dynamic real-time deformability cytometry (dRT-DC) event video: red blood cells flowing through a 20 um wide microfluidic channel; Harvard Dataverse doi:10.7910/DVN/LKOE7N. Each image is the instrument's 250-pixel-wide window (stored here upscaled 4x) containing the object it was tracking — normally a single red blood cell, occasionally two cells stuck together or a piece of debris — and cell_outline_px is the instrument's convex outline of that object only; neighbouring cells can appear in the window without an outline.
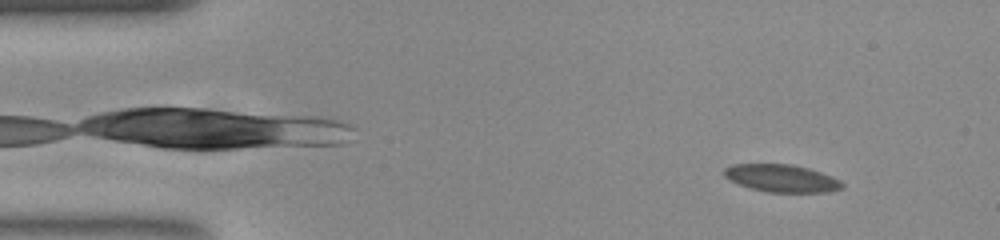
{"species": "common noctule bat (a hibernating species)", "species_latin": "Nyctalus noctula", "temperature_condition": "room temperature", "stored_images_in_passage": 53, "camera_frame_rate_fps": 3000, "um_per_image_px": 0.085, "animal": {"sex": "female", "body_mass_g": 23.0, "forearm_length_mm": 53.4}, "frame": {"image": 1, "passage_image": 6, "time_ms": 1.667, "image_size_px": [1000, 240], "cell_outline_px": [[844, 184], [840, 188], [824, 192], [768, 192], [752, 188], [740, 184], [724, 176], [724, 168], [732, 164], [788, 164], [808, 168], [820, 172], [840, 180]], "centroid_in_image_um": [66.42, 15.14], "position_along_channel_um": 18.6, "area_um2": 18.55}}
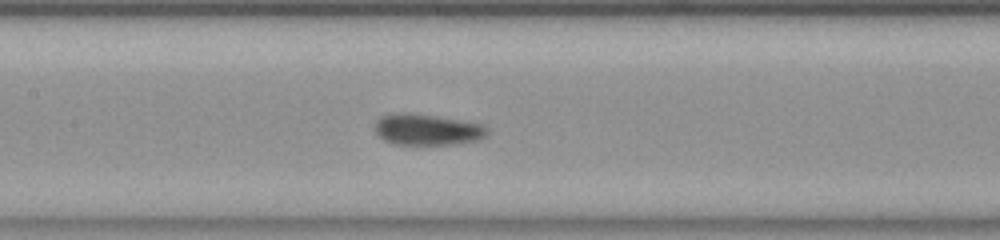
{"frame": {"image": 2, "passage_image": 25, "time_ms": 8.0, "image_size_px": [1000, 240], "cell_outline_px": [[488, 132], [484, 136], [476, 140], [452, 144], [392, 144], [384, 140], [376, 132], [376, 120], [380, 116], [396, 112], [416, 112], [484, 124], [488, 128]], "centroid_in_image_um": [36.29, 10.98], "position_along_channel_um": 171.1, "area_um2": 20.58}}
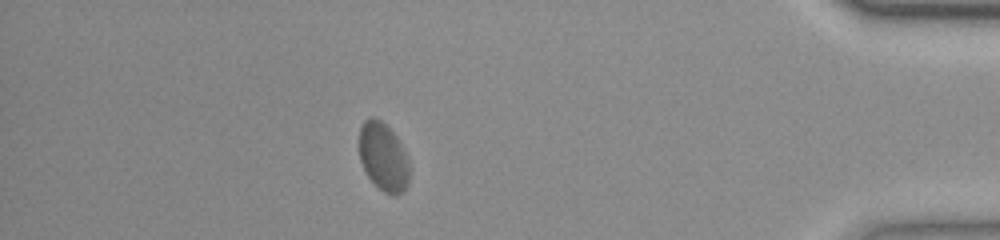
{"frame": {"image": 3, "passage_image": 47, "time_ms": 15.333, "image_size_px": [1000, 240], "cell_outline_px": [[408, 184], [404, 192], [396, 196], [392, 196], [384, 192], [368, 176], [360, 160], [360, 128], [364, 120], [368, 116], [372, 116], [380, 120], [396, 136], [408, 160]], "centroid_in_image_um": [32.58, 13.35], "position_along_channel_um": 402.6, "area_um2": 19.71}}